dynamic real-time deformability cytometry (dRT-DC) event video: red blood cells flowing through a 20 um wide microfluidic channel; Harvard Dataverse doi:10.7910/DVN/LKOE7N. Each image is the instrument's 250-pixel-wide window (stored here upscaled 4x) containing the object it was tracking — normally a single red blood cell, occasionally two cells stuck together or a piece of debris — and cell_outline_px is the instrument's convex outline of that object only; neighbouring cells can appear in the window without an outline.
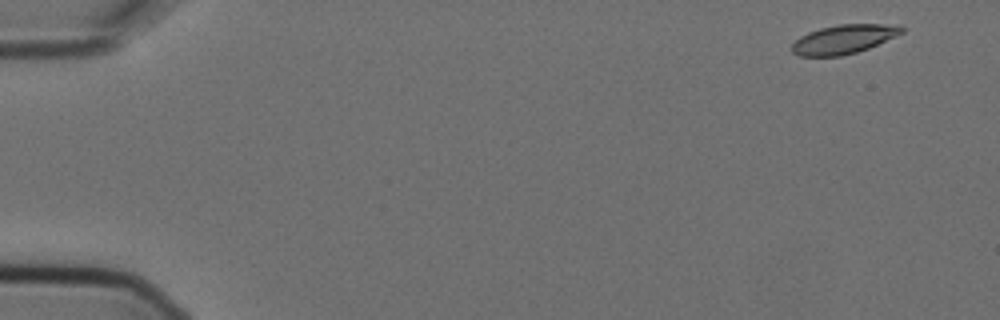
{"species": "Egyptian fruit bat (a non-hibernating species)", "species_latin": "Rousettus aegyptiacus", "temperature_condition": "cold", "stored_images_in_passage": 5, "camera_frame_rate_fps": 3000, "um_per_image_px": 0.085, "animal": {"sex": "female"}, "frame": {"image": 1, "passage_image": 1, "time_ms": 0.0, "image_size_px": [1000, 320], "cell_outline_px": [[904, 32], [868, 48], [856, 52], [840, 56], [796, 56], [792, 52], [792, 44], [800, 36], [808, 32], [820, 28], [840, 24], [900, 24], [904, 28]], "centroid_in_image_um": [71.71, 3.33], "position_along_channel_um": 13.3, "area_um2": 18.55}}